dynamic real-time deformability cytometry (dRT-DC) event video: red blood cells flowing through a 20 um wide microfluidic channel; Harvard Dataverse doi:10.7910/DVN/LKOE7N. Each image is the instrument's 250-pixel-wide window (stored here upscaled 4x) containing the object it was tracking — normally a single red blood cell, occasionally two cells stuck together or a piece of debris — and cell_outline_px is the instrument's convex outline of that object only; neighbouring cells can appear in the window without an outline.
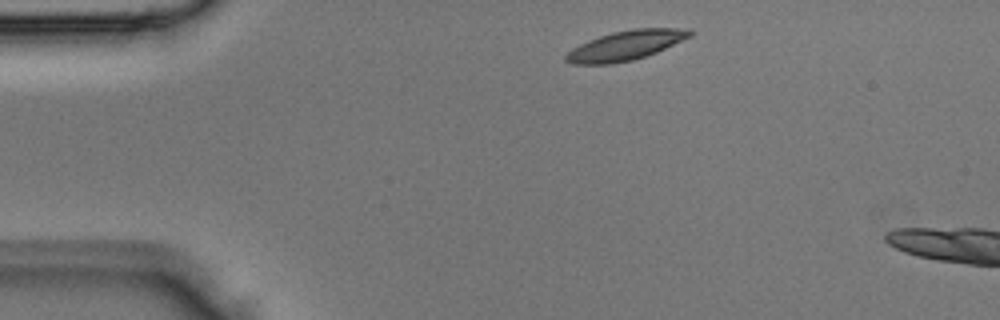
{"species": "Egyptian fruit bat (a non-hibernating species)", "species_latin": "Rousettus aegyptiacus", "temperature_condition": "room temperature", "stored_images_in_passage": 2, "camera_frame_rate_fps": 3000, "um_per_image_px": 0.085, "animal": {"sex": "male"}, "frame": {"image": 1, "passage_image": 1, "time_ms": 0.0, "image_size_px": [1000, 320], "cell_outline_px": [[692, 36], [656, 52], [632, 60], [612, 64], [572, 64], [564, 60], [564, 56], [572, 48], [588, 40], [612, 32], [636, 28], [688, 28], [692, 32]], "centroid_in_image_um": [53.16, 3.86], "position_along_channel_um": 31.8, "area_um2": 21.27}}